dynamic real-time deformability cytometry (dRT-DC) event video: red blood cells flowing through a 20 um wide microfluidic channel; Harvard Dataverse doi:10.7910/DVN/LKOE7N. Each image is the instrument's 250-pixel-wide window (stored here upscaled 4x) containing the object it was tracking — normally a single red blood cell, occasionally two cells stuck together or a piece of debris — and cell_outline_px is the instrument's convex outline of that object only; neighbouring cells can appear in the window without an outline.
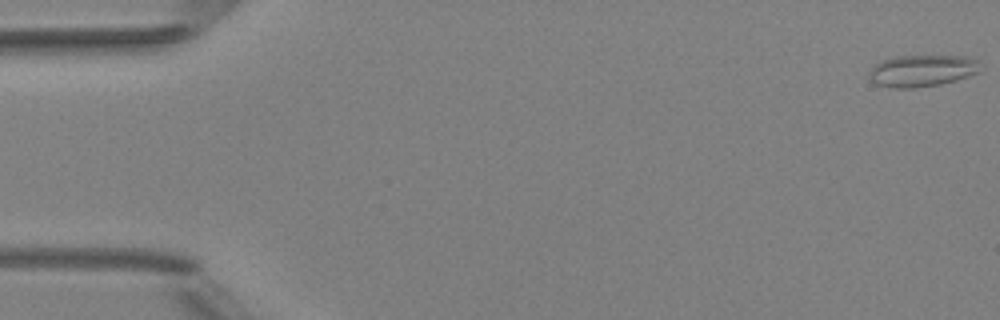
{"species": "Egyptian fruit bat (a non-hibernating species)", "species_latin": "Rousettus aegyptiacus", "temperature_condition": "room temperature", "stored_images_in_passage": 6, "camera_frame_rate_fps": 3000, "um_per_image_px": 0.085, "animal": {"sex": "female"}, "frame": {"image": 1, "passage_image": 1, "time_ms": 0.0, "image_size_px": [1000, 320], "cell_outline_px": [[980, 72], [956, 80], [940, 84], [916, 88], [888, 88], [876, 84], [868, 76], [868, 72], [880, 60], [892, 56], [968, 56], [980, 60]], "centroid_in_image_um": [78.38, 6.01], "position_along_channel_um": 6.6, "area_um2": 20.92}}
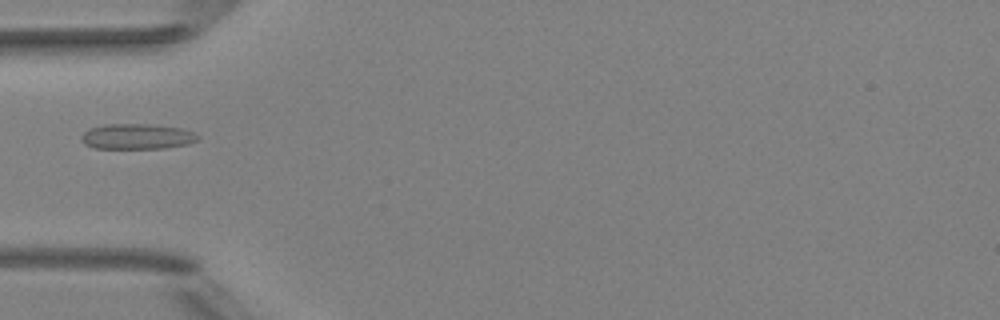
{"frame": {"image": 2, "passage_image": 5, "time_ms": 5.333, "image_size_px": [1000, 320], "cell_outline_px": [[200, 136], [196, 140], [188, 144], [164, 148], [96, 148], [84, 144], [80, 140], [80, 136], [88, 128], [104, 124], [152, 124], [180, 128], [192, 132]], "centroid_in_image_um": [11.6, 11.59], "position_along_channel_um": 73.4, "area_um2": 17.28}}
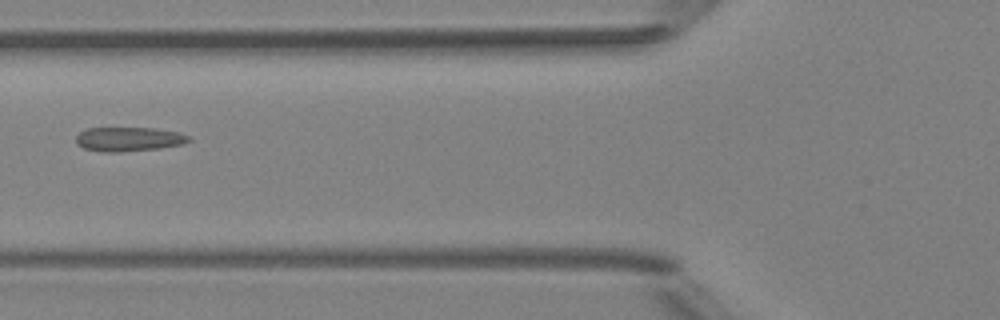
{"frame": {"image": 3, "passage_image": 6, "time_ms": 6.333, "image_size_px": [1000, 320], "cell_outline_px": [[192, 140], [180, 144], [160, 148], [120, 152], [104, 152], [84, 148], [76, 144], [76, 136], [80, 132], [88, 128], [156, 128], [180, 132], [192, 136]], "centroid_in_image_um": [10.97, 11.82], "position_along_channel_um": 114.8, "area_um2": 16.01}}